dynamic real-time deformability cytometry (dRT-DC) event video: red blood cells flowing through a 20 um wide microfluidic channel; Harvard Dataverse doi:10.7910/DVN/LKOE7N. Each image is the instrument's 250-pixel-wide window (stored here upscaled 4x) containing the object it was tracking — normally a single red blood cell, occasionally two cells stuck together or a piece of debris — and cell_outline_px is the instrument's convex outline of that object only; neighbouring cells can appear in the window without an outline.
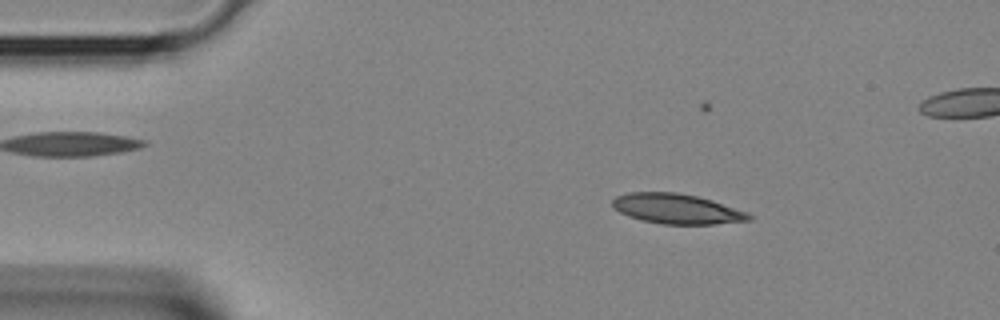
{"species": "Egyptian fruit bat (a non-hibernating species)", "species_latin": "Rousettus aegyptiacus", "temperature_condition": "room temperature", "stored_images_in_passage": 33, "camera_frame_rate_fps": 3000, "um_per_image_px": 0.085, "animal": {"sex": "female"}, "frame": {"image": 1, "passage_image": 3, "time_ms": 0.667, "image_size_px": [1000, 320], "cell_outline_px": [[752, 220], [716, 224], [660, 224], [628, 216], [620, 212], [612, 204], [612, 200], [616, 196], [628, 192], [676, 192], [696, 196], [712, 200], [748, 212], [752, 216]], "centroid_in_image_um": [57.55, 17.75], "position_along_channel_um": 27.5, "area_um2": 23.81}}
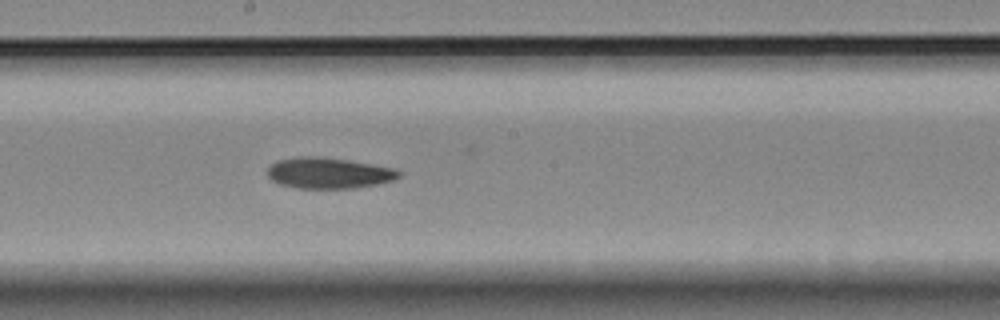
{"frame": {"image": 2, "passage_image": 17, "time_ms": 5.333, "image_size_px": [1000, 320], "cell_outline_px": [[400, 176], [392, 180], [376, 184], [356, 188], [296, 188], [280, 184], [272, 180], [268, 176], [268, 168], [276, 160], [300, 156], [320, 156], [396, 168], [400, 172]], "centroid_in_image_um": [27.91, 14.7], "position_along_channel_um": 220.3, "area_um2": 23.58}}
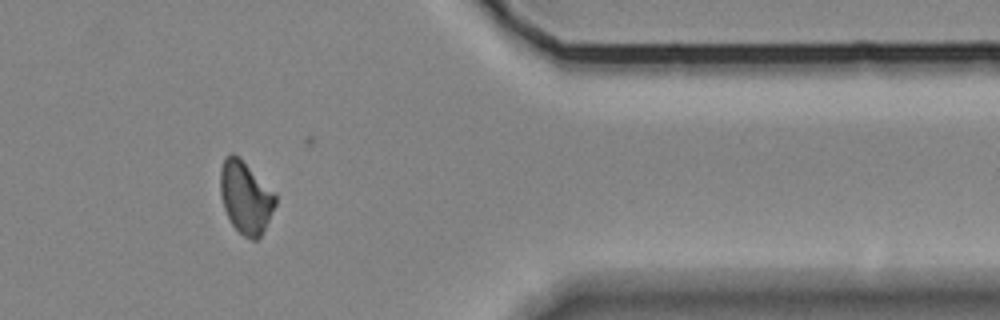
{"frame": {"image": 3, "passage_image": 28, "time_ms": 9.0, "image_size_px": [1000, 320], "cell_outline_px": [[276, 204], [260, 236], [256, 240], [252, 240], [244, 236], [232, 224], [224, 208], [220, 196], [220, 168], [224, 156], [232, 152], [276, 192]], "centroid_in_image_um": [20.86, 16.75], "position_along_channel_um": 390.5, "area_um2": 23.0}}